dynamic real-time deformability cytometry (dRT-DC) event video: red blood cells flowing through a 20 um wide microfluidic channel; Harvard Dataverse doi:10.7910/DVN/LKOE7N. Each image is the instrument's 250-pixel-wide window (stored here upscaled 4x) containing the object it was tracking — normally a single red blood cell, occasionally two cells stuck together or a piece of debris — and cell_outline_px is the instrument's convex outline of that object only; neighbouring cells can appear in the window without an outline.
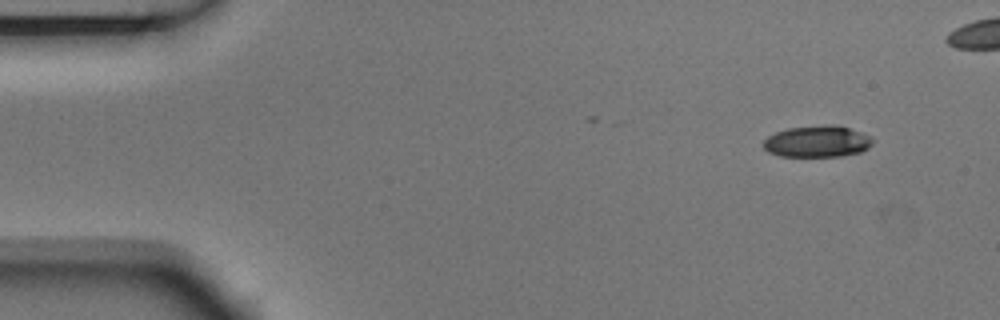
{"species": "Egyptian fruit bat (a non-hibernating species)", "species_latin": "Rousettus aegyptiacus", "temperature_condition": "room temperature", "stored_images_in_passage": 5, "camera_frame_rate_fps": 3000, "um_per_image_px": 0.085, "animal": {"sex": "male"}, "frame": {"image": 1, "passage_image": 1, "time_ms": 0.0, "image_size_px": [1000, 320], "cell_outline_px": [[876, 140], [868, 148], [860, 152], [840, 156], [780, 156], [768, 152], [764, 148], [764, 140], [768, 136], [776, 132], [788, 128], [828, 124], [836, 124], [860, 132]], "centroid_in_image_um": [69.48, 12.02], "position_along_channel_um": 15.5, "area_um2": 20.06}}
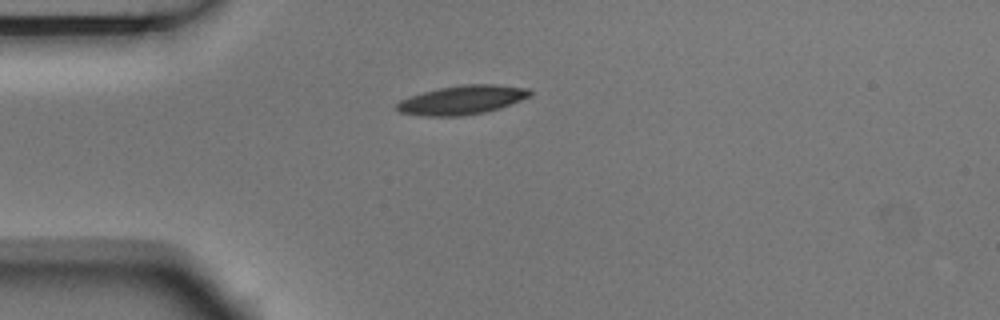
{"frame": {"image": 2, "passage_image": 5, "time_ms": 1.333, "image_size_px": [1000, 320], "cell_outline_px": [[532, 96], [500, 108], [484, 112], [460, 116], [424, 116], [400, 112], [396, 108], [396, 104], [400, 100], [408, 96], [440, 88], [464, 84], [496, 84], [528, 88], [532, 92]], "centroid_in_image_um": [39.3, 8.49], "position_along_channel_um": 45.7, "area_um2": 22.48}}